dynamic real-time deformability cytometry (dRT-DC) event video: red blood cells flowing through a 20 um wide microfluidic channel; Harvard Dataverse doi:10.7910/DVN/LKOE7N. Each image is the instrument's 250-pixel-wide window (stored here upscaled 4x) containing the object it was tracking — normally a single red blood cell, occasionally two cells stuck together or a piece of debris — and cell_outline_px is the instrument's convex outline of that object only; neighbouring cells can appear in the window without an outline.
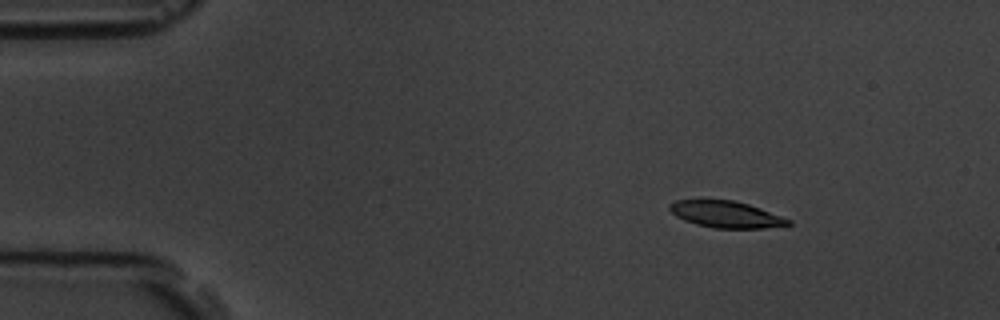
{"species": "common noctule bat (a hibernating species)", "species_latin": "Nyctalus noctula", "temperature_condition": "room temperature", "stored_images_in_passage": 5, "camera_frame_rate_fps": 3000, "um_per_image_px": 0.085, "animal": {"sex": "male", "body_mass_g": 19.5, "forearm_length_mm": 54.6}, "frame": {"image": 1, "passage_image": 3, "time_ms": 2.333, "image_size_px": [1000, 320], "cell_outline_px": [[792, 224], [764, 228], [712, 228], [696, 224], [684, 220], [676, 216], [668, 208], [668, 204], [676, 200], [732, 200], [748, 204], [760, 208], [792, 220]], "centroid_in_image_um": [61.7, 18.22], "position_along_channel_um": 23.3, "area_um2": 18.32}}
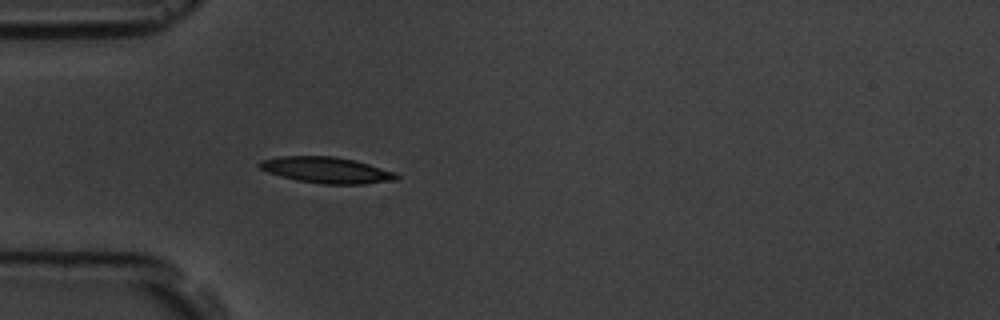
{"frame": {"image": 2, "passage_image": 5, "time_ms": 5.333, "image_size_px": [1000, 320], "cell_outline_px": [[400, 176], [396, 180], [364, 184], [320, 184], [296, 180], [280, 176], [268, 172], [260, 168], [256, 164], [260, 160], [280, 156], [332, 156], [352, 160], [368, 164], [396, 172]], "centroid_in_image_um": [27.73, 14.46], "position_along_channel_um": 57.3, "area_um2": 20.87}}